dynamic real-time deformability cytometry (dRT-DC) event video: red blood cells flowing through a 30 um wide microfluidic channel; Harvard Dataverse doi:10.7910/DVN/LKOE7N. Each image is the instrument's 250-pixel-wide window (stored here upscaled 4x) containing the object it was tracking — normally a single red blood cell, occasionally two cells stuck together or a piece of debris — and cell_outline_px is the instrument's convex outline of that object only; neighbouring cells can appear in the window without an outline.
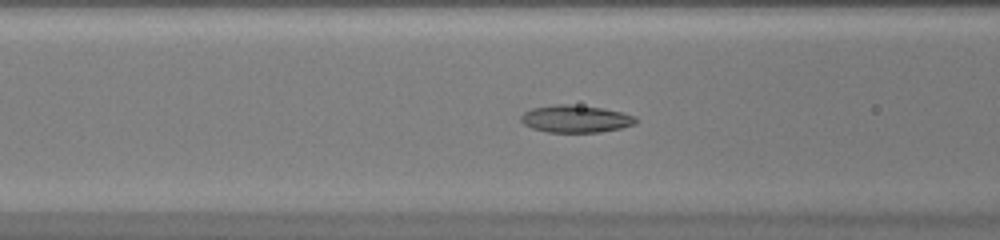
{"species": "common noctule bat (a hibernating species)", "species_latin": "Nyctalus noctula", "temperature_condition": "warm", "stored_images_in_passage": 42, "camera_frame_rate_fps": 3000, "um_per_image_px": 0.085, "animal": {"sex": "female", "body_mass_g": 20.0, "forearm_length_mm": 54.0}, "frame": {"image": 1, "passage_image": 16, "time_ms": 5.0, "image_size_px": [1000, 240], "cell_outline_px": [[636, 124], [620, 128], [600, 132], [548, 132], [532, 128], [524, 124], [520, 120], [520, 116], [524, 112], [532, 108], [556, 104], [568, 104], [604, 108], [636, 116]], "centroid_in_image_um": [48.92, 10.1], "position_along_channel_um": 117.7, "area_um2": 18.26}}
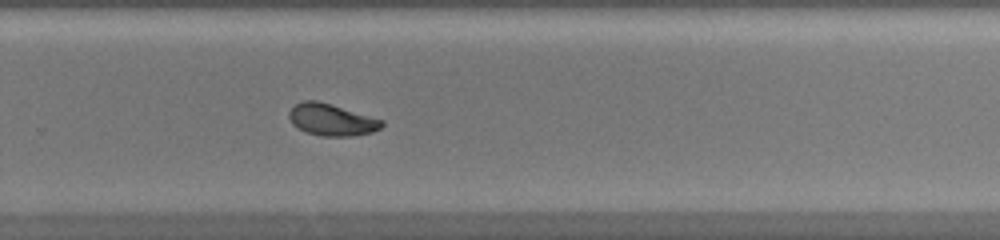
{"frame": {"image": 2, "passage_image": 28, "time_ms": 9.0, "image_size_px": [1000, 240], "cell_outline_px": [[384, 124], [380, 128], [372, 132], [352, 136], [320, 136], [308, 132], [292, 124], [288, 116], [288, 112], [296, 104], [304, 100], [316, 100], [384, 120]], "centroid_in_image_um": [28.18, 10.18], "position_along_channel_um": 301.6, "area_um2": 16.99}}
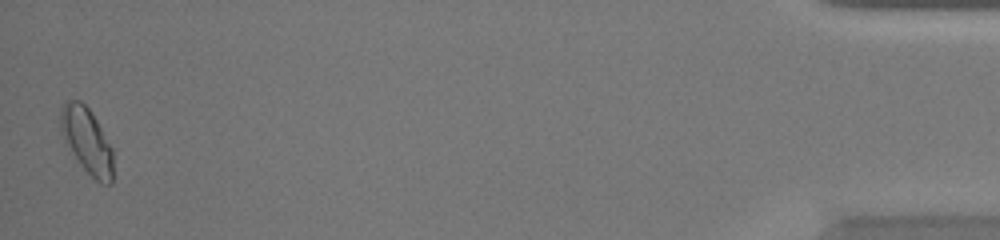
{"frame": {"image": 3, "passage_image": 42, "time_ms": 13.667, "image_size_px": [1000, 240], "cell_outline_px": [[112, 184], [100, 184], [84, 168], [60, 132], [60, 108], [68, 100], [80, 100], [88, 108], [96, 120], [112, 148]], "centroid_in_image_um": [7.38, 11.93], "position_along_channel_um": 427.8, "area_um2": 19.54}}